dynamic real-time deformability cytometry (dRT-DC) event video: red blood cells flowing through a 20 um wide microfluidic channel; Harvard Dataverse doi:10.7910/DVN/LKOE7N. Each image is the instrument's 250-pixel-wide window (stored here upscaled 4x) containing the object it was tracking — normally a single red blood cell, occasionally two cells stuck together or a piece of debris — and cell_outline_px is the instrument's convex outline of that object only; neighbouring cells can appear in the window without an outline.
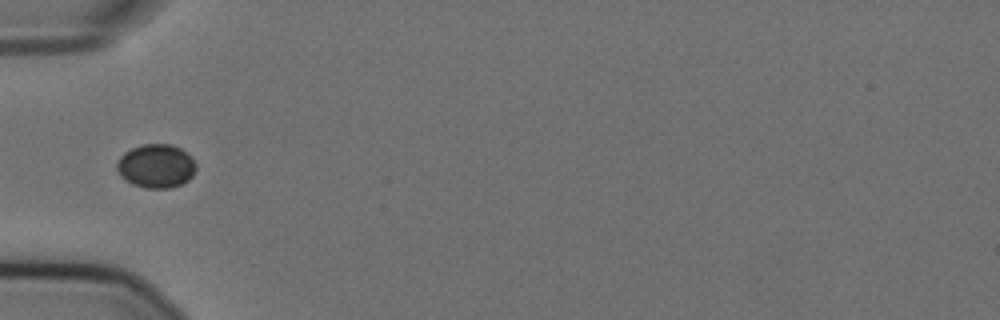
{"species": "Egyptian fruit bat (a non-hibernating species)", "species_latin": "Rousettus aegyptiacus", "temperature_condition": "cold", "stored_images_in_passage": 38, "camera_frame_rate_fps": 3000, "um_per_image_px": 0.085, "animal": {"sex": "female"}, "frame": {"image": 1, "passage_image": 1, "time_ms": 0.0, "image_size_px": [1000, 320], "cell_outline_px": [[196, 168], [192, 176], [188, 180], [180, 184], [168, 188], [148, 188], [132, 184], [120, 176], [116, 168], [116, 164], [120, 156], [124, 152], [140, 144], [172, 144], [180, 148], [196, 164]], "centroid_in_image_um": [13.23, 14.1], "position_along_channel_um": 71.8, "area_um2": 20.06}}
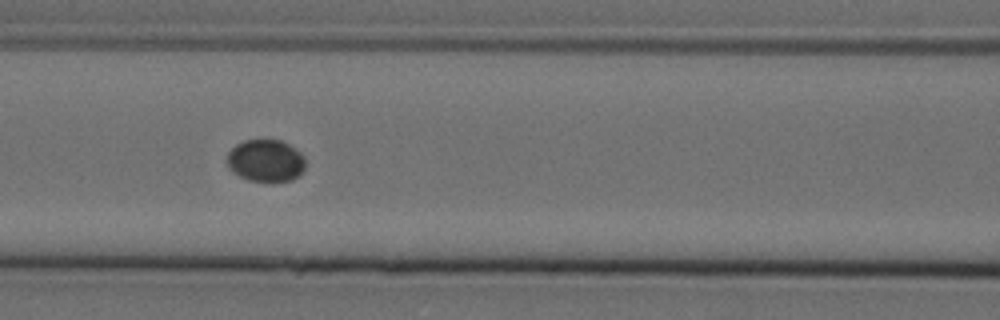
{"frame": {"image": 2, "passage_image": 7, "time_ms": 2.0, "image_size_px": [1000, 320], "cell_outline_px": [[304, 168], [292, 180], [272, 184], [248, 180], [240, 176], [228, 168], [224, 160], [228, 152], [236, 144], [244, 140], [280, 140], [288, 144], [300, 152], [304, 156]], "centroid_in_image_um": [22.54, 13.69], "position_along_channel_um": 144.1, "area_um2": 19.71}}
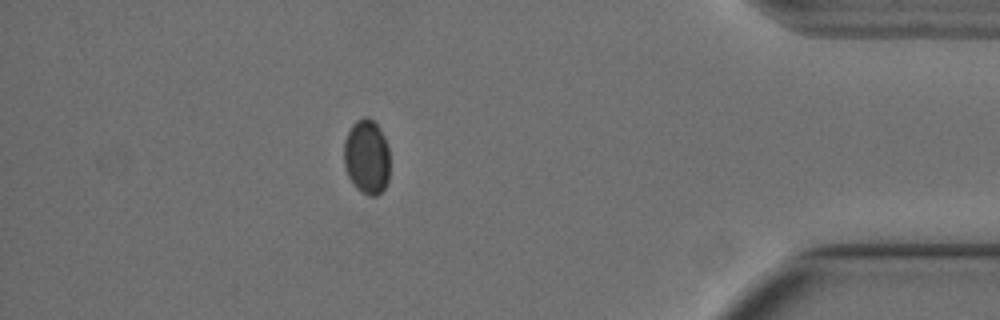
{"frame": {"image": 3, "passage_image": 32, "time_ms": 10.333, "image_size_px": [1000, 320], "cell_outline_px": [[388, 180], [384, 188], [376, 196], [368, 196], [360, 192], [356, 188], [348, 176], [344, 164], [344, 140], [352, 124], [356, 120], [364, 116], [368, 116], [380, 128], [388, 144]], "centroid_in_image_um": [31.16, 13.32], "position_along_channel_um": 404.0, "area_um2": 20.11}}